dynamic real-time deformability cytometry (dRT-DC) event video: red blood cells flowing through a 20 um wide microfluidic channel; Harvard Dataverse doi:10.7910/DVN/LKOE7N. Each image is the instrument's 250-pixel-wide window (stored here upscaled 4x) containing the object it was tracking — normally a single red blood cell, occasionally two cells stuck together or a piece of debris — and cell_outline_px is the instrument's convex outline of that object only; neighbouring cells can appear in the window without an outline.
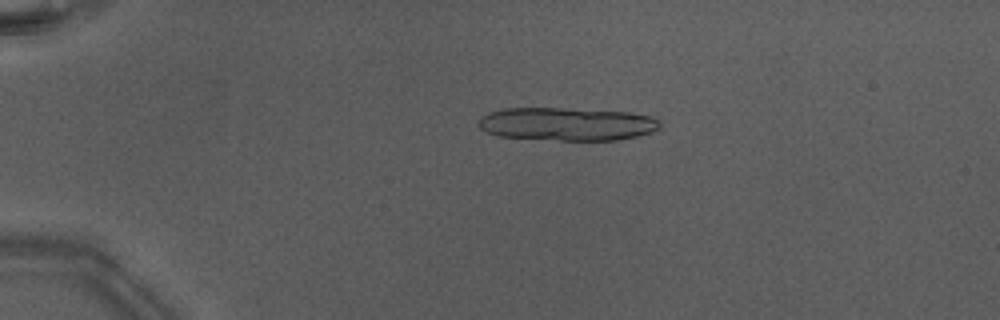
{"species": "Egyptian fruit bat (a non-hibernating species)", "species_latin": "Rousettus aegyptiacus", "temperature_condition": "warm", "stored_images_in_passage": 21, "camera_frame_rate_fps": 3000, "um_per_image_px": 0.085, "animal": {"sex": "male"}, "frame": {"image": 1, "passage_image": 12, "time_ms": 3.667, "image_size_px": [1000, 320], "cell_outline_px": [[660, 128], [652, 132], [636, 136], [616, 140], [560, 140], [500, 136], [488, 132], [480, 128], [476, 124], [480, 116], [488, 112], [504, 108], [560, 108], [628, 112], [652, 116], [660, 120]], "centroid_in_image_um": [48.18, 10.53], "position_along_channel_um": 36.8, "area_um2": 35.08}}